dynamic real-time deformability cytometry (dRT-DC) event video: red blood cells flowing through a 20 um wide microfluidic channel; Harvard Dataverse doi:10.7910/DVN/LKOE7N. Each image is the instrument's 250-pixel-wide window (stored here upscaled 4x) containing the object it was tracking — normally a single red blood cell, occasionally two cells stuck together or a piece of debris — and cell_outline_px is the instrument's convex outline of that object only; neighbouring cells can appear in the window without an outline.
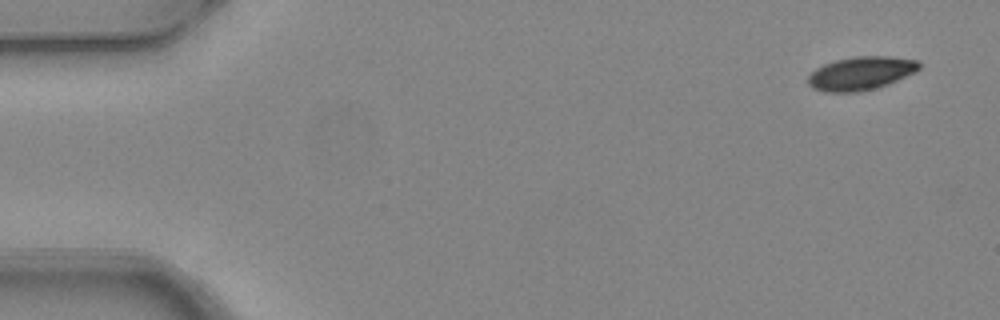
{"species": "common noctule bat (a hibernating species)", "species_latin": "Nyctalus noctula", "temperature_condition": "warm", "stored_images_in_passage": 4, "camera_frame_rate_fps": 3000, "um_per_image_px": 0.085, "animal": {"sex": "female", "body_mass_g": 24.6, "forearm_length_mm": 56.2}, "frame": {"image": 1, "passage_image": 1, "time_ms": 0.0, "image_size_px": [1000, 320], "cell_outline_px": [[920, 68], [916, 72], [888, 84], [876, 88], [860, 92], [824, 92], [812, 88], [808, 84], [808, 76], [816, 68], [824, 64], [836, 60], [856, 56], [892, 56], [920, 60]], "centroid_in_image_um": [73.2, 6.23], "position_along_channel_um": 11.8, "area_um2": 21.85}}
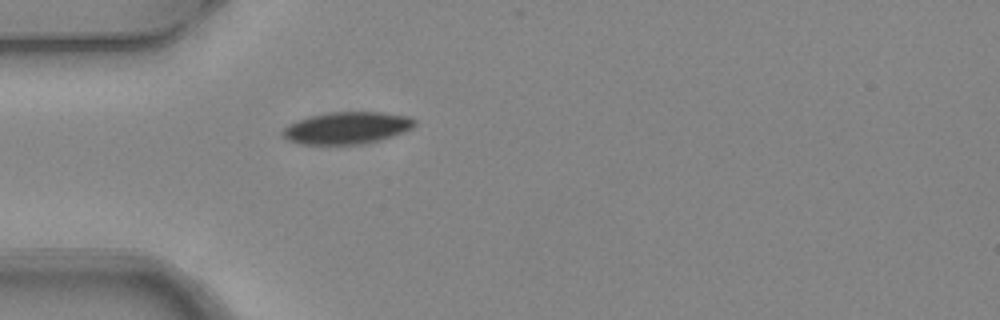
{"frame": {"image": 2, "passage_image": 4, "time_ms": 1.0, "image_size_px": [1000, 320], "cell_outline_px": [[416, 124], [412, 128], [404, 132], [380, 140], [364, 144], [300, 144], [288, 140], [280, 136], [280, 132], [288, 124], [296, 120], [312, 116], [332, 112], [384, 112], [408, 116], [416, 120]], "centroid_in_image_um": [29.48, 10.88], "position_along_channel_um": 55.5, "area_um2": 24.8}}